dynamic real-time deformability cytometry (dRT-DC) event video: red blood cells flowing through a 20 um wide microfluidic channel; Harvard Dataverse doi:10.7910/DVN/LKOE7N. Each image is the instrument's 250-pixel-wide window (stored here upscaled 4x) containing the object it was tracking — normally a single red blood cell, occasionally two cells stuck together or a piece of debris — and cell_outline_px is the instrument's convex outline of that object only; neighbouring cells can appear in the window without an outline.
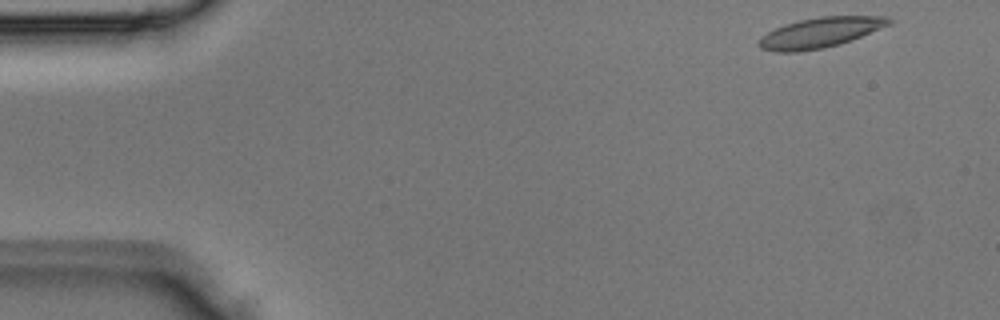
{"species": "Egyptian fruit bat (a non-hibernating species)", "species_latin": "Rousettus aegyptiacus", "temperature_condition": "room temperature", "stored_images_in_passage": 3, "segment_of_instrument_passage": [1, 2], "camera_frame_rate_fps": 3000, "um_per_image_px": 0.085, "animal": {"sex": "male"}, "frame": {"image": 1, "passage_image": 1, "time_ms": 0.0, "image_size_px": [1000, 320], "cell_outline_px": [[896, 20], [892, 24], [852, 40], [840, 44], [824, 48], [800, 52], [776, 52], [760, 48], [756, 44], [760, 36], [784, 24], [800, 20], [820, 16], [888, 16]], "centroid_in_image_um": [69.74, 2.77], "position_along_channel_um": 15.3, "area_um2": 23.24}}
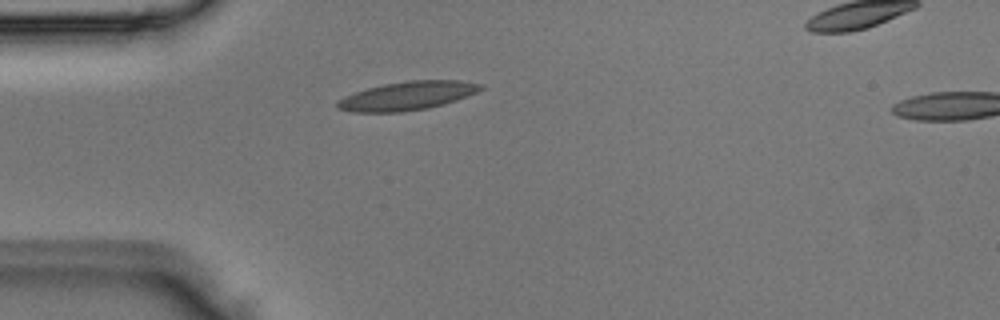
{"frame": {"image": 2, "passage_image": 2, "time_ms": 0.333, "image_size_px": [1000, 320], "cell_outline_px": [[484, 88], [476, 92], [456, 100], [444, 104], [428, 108], [400, 112], [352, 112], [336, 108], [336, 104], [344, 96], [368, 88], [384, 84], [408, 80], [460, 80], [484, 84]], "centroid_in_image_um": [34.64, 8.14], "position_along_channel_um": 50.4, "area_um2": 23.81}}